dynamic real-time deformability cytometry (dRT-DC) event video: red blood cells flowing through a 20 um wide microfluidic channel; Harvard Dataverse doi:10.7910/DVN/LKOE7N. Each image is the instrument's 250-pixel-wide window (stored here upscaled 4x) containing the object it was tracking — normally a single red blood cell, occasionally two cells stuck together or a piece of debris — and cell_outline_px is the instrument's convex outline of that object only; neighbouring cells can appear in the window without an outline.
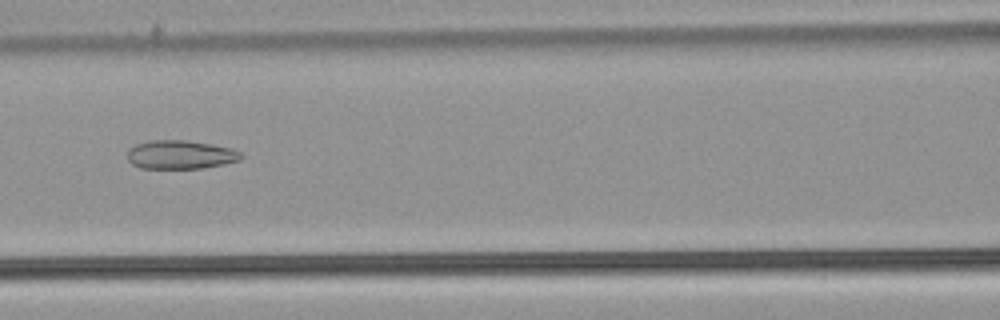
{"species": "common noctule bat (a hibernating species)", "species_latin": "Nyctalus noctula", "temperature_condition": "warm", "stored_images_in_passage": 13, "camera_frame_rate_fps": 3000, "um_per_image_px": 0.085, "animal": {"sex": "male", "body_mass_g": 21.5, "forearm_length_mm": 52.0}, "frame": {"image": 1, "passage_image": 10, "time_ms": 3.0, "image_size_px": [1000, 320], "cell_outline_px": [[244, 156], [240, 160], [224, 164], [204, 168], [140, 168], [132, 164], [128, 160], [128, 148], [136, 144], [148, 140], [188, 140], [212, 144], [232, 148], [240, 152]], "centroid_in_image_um": [15.34, 13.14], "position_along_channel_um": 151.3, "area_um2": 19.19}}
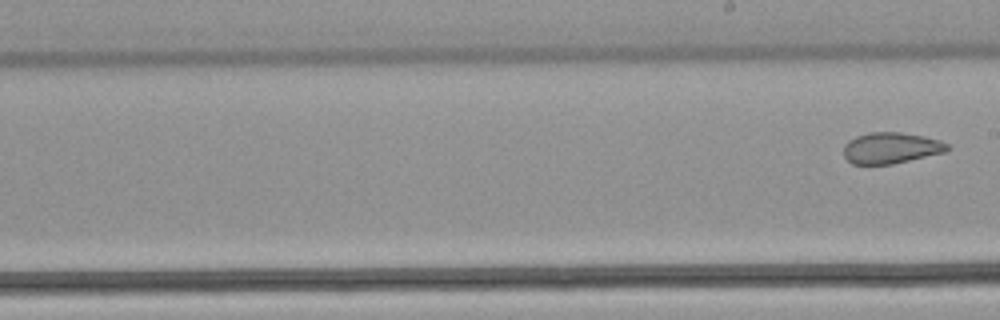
{"frame": {"image": 2, "passage_image": 13, "time_ms": 4.0, "image_size_px": [1000, 320], "cell_outline_px": [[948, 148], [944, 152], [892, 164], [852, 164], [844, 156], [844, 144], [848, 140], [856, 136], [868, 132], [900, 132], [924, 136], [940, 140], [948, 144]], "centroid_in_image_um": [75.7, 12.57], "position_along_channel_um": 213.3, "area_um2": 18.73}}